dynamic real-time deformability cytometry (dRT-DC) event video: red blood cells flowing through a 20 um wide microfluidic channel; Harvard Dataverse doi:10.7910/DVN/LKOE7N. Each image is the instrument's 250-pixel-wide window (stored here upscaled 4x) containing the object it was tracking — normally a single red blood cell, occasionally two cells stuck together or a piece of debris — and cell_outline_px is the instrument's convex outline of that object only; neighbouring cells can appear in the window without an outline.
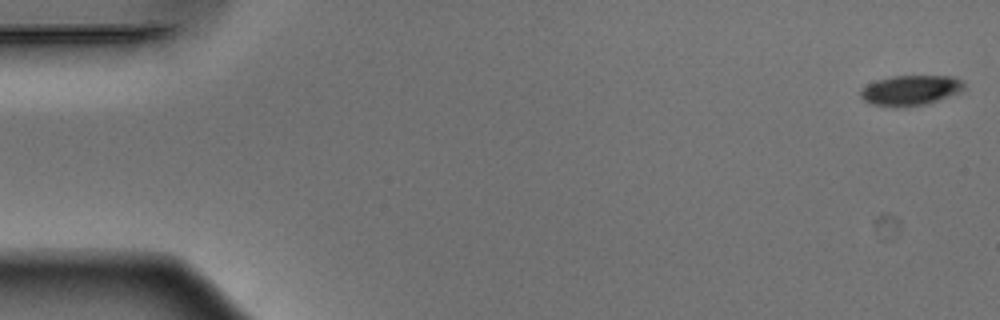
{"species": "Egyptian fruit bat (a non-hibernating species)", "species_latin": "Rousettus aegyptiacus", "temperature_condition": "warm", "stored_images_in_passage": 33, "camera_frame_rate_fps": 3000, "um_per_image_px": 0.085, "animal": {"sex": "male"}, "frame": {"image": 1, "passage_image": 1, "time_ms": 0.0, "image_size_px": [1000, 320], "cell_outline_px": [[964, 88], [960, 92], [924, 104], [904, 108], [896, 108], [872, 104], [864, 100], [860, 96], [860, 88], [876, 80], [892, 76], [956, 76], [964, 80]], "centroid_in_image_um": [77.38, 7.67], "position_along_channel_um": 7.6, "area_um2": 18.38}}
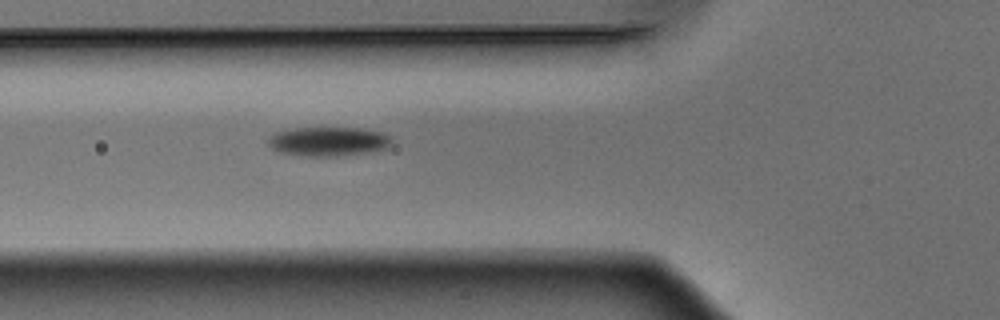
{"frame": {"image": 2, "passage_image": 19, "time_ms": 6.0, "image_size_px": [1000, 320], "cell_outline_px": [[388, 144], [384, 148], [364, 152], [336, 156], [300, 156], [280, 152], [272, 148], [268, 144], [268, 140], [276, 132], [296, 128], [360, 128], [380, 132], [388, 136]], "centroid_in_image_um": [27.82, 12.02], "position_along_channel_um": 98.0, "area_um2": 20.4}}
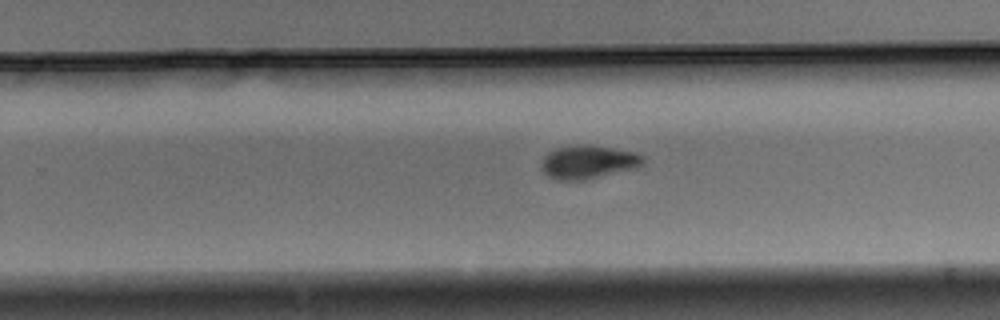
{"frame": {"image": 3, "passage_image": 33, "time_ms": 10.667, "image_size_px": [1000, 320], "cell_outline_px": [[644, 164], [636, 168], [584, 180], [556, 180], [548, 176], [544, 172], [540, 164], [544, 156], [548, 152], [556, 148], [608, 148], [636, 152], [644, 156]], "centroid_in_image_um": [50.01, 13.83], "position_along_channel_um": 279.8, "area_um2": 18.96}}